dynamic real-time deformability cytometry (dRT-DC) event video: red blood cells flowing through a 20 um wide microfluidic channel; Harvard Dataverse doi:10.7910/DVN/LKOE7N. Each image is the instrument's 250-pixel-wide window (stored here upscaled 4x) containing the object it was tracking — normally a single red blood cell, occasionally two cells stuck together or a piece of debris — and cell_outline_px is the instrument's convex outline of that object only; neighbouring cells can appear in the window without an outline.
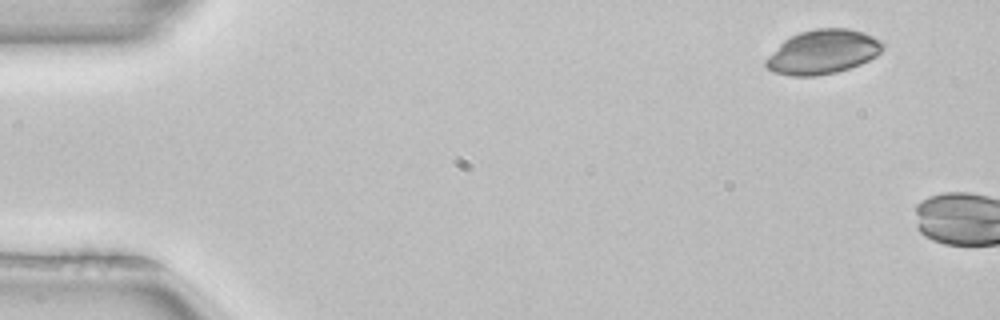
{"species": "common noctule bat (a hibernating species)", "species_latin": "Nyctalus noctula", "temperature_condition": "room temperature", "stored_images_in_passage": 2, "camera_frame_rate_fps": 3000, "um_per_image_px": 0.085, "animal": {"sex": "female", "body_mass_g": 22.7, "forearm_length_mm": 54.2}, "frame": {"image": 1, "passage_image": 1, "time_ms": 0.0, "image_size_px": [1000, 320], "cell_outline_px": [[884, 48], [876, 56], [860, 64], [836, 72], [816, 76], [792, 76], [772, 72], [764, 64], [764, 60], [784, 40], [800, 32], [816, 28], [848, 28], [864, 32], [880, 40], [884, 44]], "centroid_in_image_um": [69.93, 4.41], "position_along_channel_um": 15.1, "area_um2": 30.06}}